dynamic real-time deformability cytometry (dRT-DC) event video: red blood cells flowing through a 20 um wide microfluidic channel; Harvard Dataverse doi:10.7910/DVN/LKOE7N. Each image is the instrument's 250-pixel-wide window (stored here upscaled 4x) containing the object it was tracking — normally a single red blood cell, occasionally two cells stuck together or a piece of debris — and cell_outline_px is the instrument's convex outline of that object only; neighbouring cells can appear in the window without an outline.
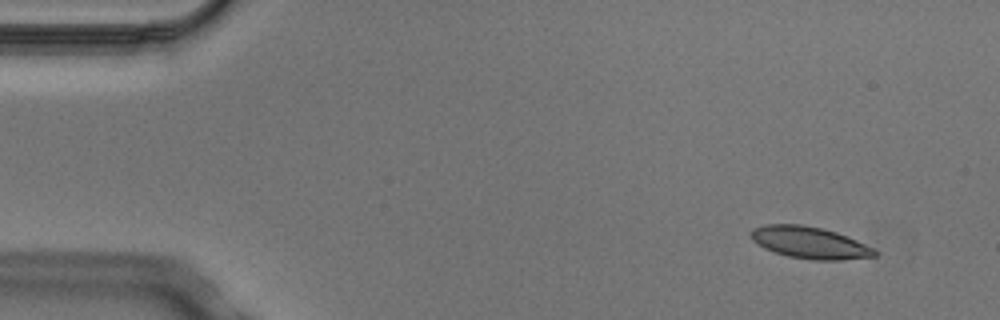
{"species": "Egyptian fruit bat (a non-hibernating species)", "species_latin": "Rousettus aegyptiacus", "temperature_condition": "cold", "stored_images_in_passage": 4, "camera_frame_rate_fps": 3000, "um_per_image_px": 0.085, "animal": {"sex": "male"}, "frame": {"image": 1, "passage_image": 1, "time_ms": 0.0, "image_size_px": [1000, 320], "cell_outline_px": [[876, 256], [844, 260], [812, 260], [788, 256], [764, 248], [752, 240], [752, 228], [764, 224], [800, 224], [820, 228], [836, 232], [848, 236], [876, 248]], "centroid_in_image_um": [68.86, 20.62], "position_along_channel_um": 16.1, "area_um2": 23.0}}
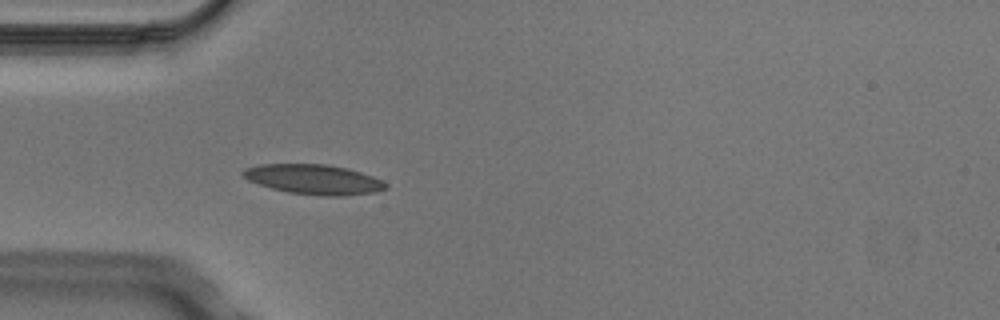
{"frame": {"image": 2, "passage_image": 4, "time_ms": 1.0, "image_size_px": [1000, 320], "cell_outline_px": [[388, 188], [376, 192], [344, 196], [320, 196], [288, 192], [272, 188], [248, 180], [240, 172], [248, 168], [260, 164], [328, 164], [348, 168], [372, 176], [388, 184]], "centroid_in_image_um": [26.71, 15.25], "position_along_channel_um": 58.3, "area_um2": 24.8}}